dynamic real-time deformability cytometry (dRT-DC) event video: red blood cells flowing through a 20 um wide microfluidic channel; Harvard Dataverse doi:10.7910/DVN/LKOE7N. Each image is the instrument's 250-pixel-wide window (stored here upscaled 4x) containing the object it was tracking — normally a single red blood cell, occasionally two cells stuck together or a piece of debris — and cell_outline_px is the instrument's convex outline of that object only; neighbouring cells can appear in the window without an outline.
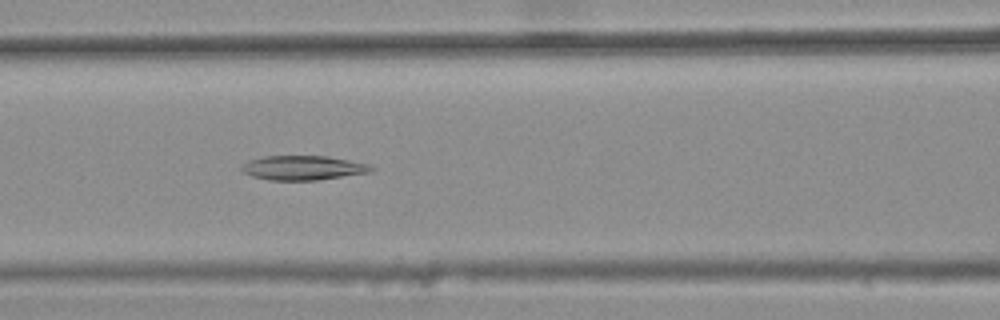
{"species": "common noctule bat (a hibernating species)", "species_latin": "Nyctalus noctula", "temperature_condition": "warm", "stored_images_in_passage": 32, "camera_frame_rate_fps": 3000, "um_per_image_px": 0.085, "animal": {"sex": "female", "body_mass_g": 25.1}, "frame": {"image": 1, "passage_image": 9, "time_ms": 2.667, "image_size_px": [1000, 320], "cell_outline_px": [[376, 168], [372, 172], [316, 180], [268, 180], [252, 176], [244, 172], [240, 168], [240, 164], [248, 160], [264, 156], [328, 156], [368, 164]], "centroid_in_image_um": [25.74, 14.26], "position_along_channel_um": 140.9, "area_um2": 18.5}}
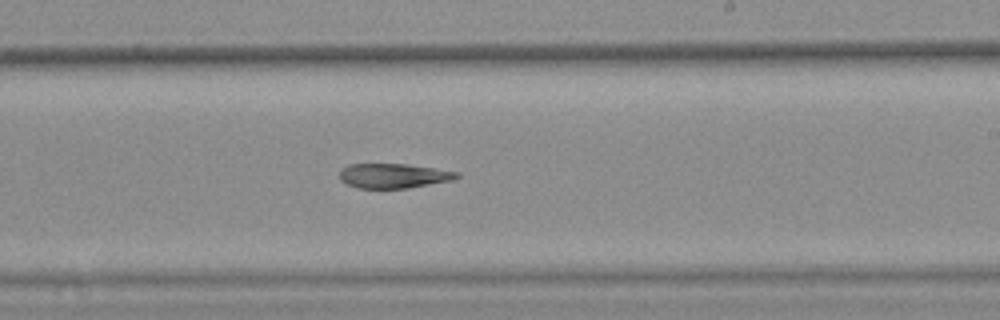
{"frame": {"image": 2, "passage_image": 18, "time_ms": 5.667, "image_size_px": [1000, 320], "cell_outline_px": [[460, 176], [452, 180], [408, 188], [356, 188], [340, 180], [340, 168], [348, 164], [408, 164], [460, 172]], "centroid_in_image_um": [33.43, 14.94], "position_along_channel_um": 255.6, "area_um2": 16.88}}
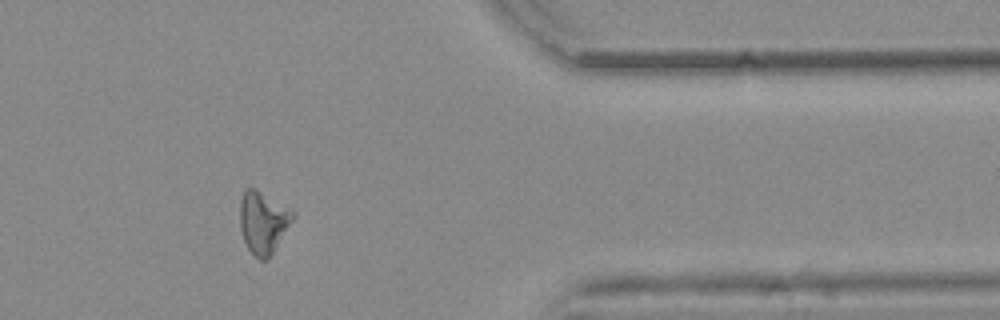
{"frame": {"image": 3, "passage_image": 30, "time_ms": 9.667, "image_size_px": [1000, 320], "cell_outline_px": [[296, 216], [268, 260], [260, 260], [248, 248], [244, 240], [240, 228], [240, 200], [244, 192], [248, 188], [256, 188], [296, 212]], "centroid_in_image_um": [22.39, 18.88], "position_along_channel_um": 389.0, "area_um2": 19.19}}